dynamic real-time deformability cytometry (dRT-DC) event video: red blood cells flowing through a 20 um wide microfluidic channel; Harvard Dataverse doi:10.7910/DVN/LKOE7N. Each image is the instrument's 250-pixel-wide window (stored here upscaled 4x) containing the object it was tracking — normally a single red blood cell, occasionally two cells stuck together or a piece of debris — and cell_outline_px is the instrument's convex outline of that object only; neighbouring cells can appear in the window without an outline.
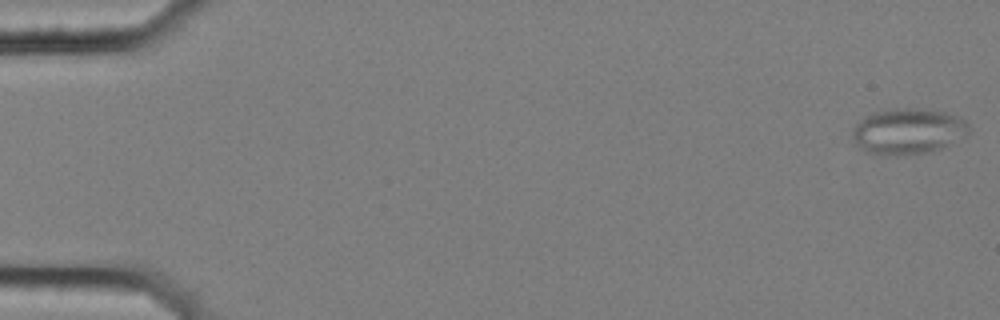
{"species": "common noctule bat (a hibernating species)", "species_latin": "Nyctalus noctula", "temperature_condition": "cold", "stored_images_in_passage": 57, "camera_frame_rate_fps": 3000, "um_per_image_px": 0.085, "animal": {"sex": "female", "body_mass_g": 25.1}, "frame": {"image": 1, "passage_image": 1, "time_ms": 0.0, "image_size_px": [1000, 320], "cell_outline_px": [[968, 132], [964, 136], [932, 152], [896, 156], [884, 156], [864, 152], [852, 140], [852, 132], [856, 124], [864, 116], [872, 112], [888, 108], [912, 108], [944, 112], [960, 116], [968, 124]], "centroid_in_image_um": [77.11, 11.17], "position_along_channel_um": 7.9, "area_um2": 31.44}}
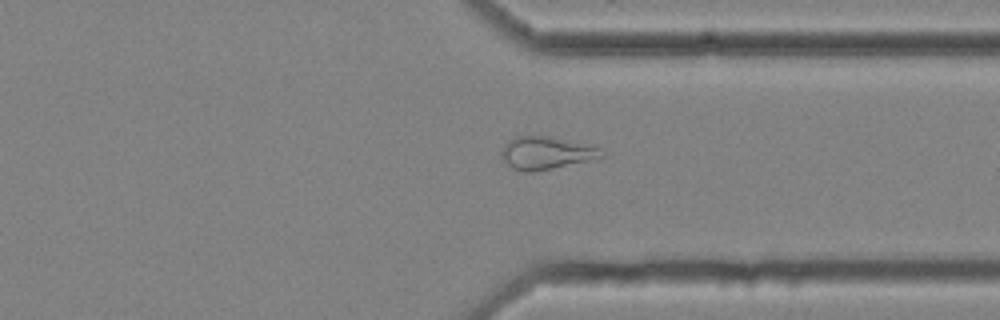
{"frame": {"image": 2, "passage_image": 44, "time_ms": 14.333, "image_size_px": [1000, 320], "cell_outline_px": [[604, 156], [600, 160], [532, 172], [520, 172], [512, 168], [500, 156], [500, 152], [508, 140], [516, 136], [552, 136], [600, 148]], "centroid_in_image_um": [46.46, 13.02], "position_along_channel_um": 364.9, "area_um2": 19.48}}
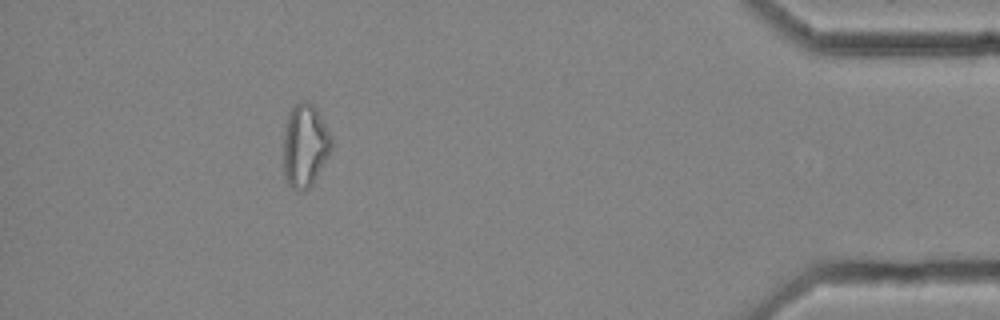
{"frame": {"image": 3, "passage_image": 52, "time_ms": 17.0, "image_size_px": [1000, 320], "cell_outline_px": [[332, 148], [312, 184], [308, 188], [292, 188], [284, 180], [284, 128], [288, 112], [300, 100], [308, 100], [316, 108], [332, 140]], "centroid_in_image_um": [25.89, 12.33], "position_along_channel_um": 409.3, "area_um2": 22.95}, "authors_computed_cell_mechanics": {"area_um2": 22.0796, "velocity_mm_per_s": 3.5638, "shape_relaxation_time_tau1_ms": null, "shape_relaxation_time_tau2_ms": 3.0415, "deformation_change_tau1": null, "deformation_change_tau2": 0.1275}}